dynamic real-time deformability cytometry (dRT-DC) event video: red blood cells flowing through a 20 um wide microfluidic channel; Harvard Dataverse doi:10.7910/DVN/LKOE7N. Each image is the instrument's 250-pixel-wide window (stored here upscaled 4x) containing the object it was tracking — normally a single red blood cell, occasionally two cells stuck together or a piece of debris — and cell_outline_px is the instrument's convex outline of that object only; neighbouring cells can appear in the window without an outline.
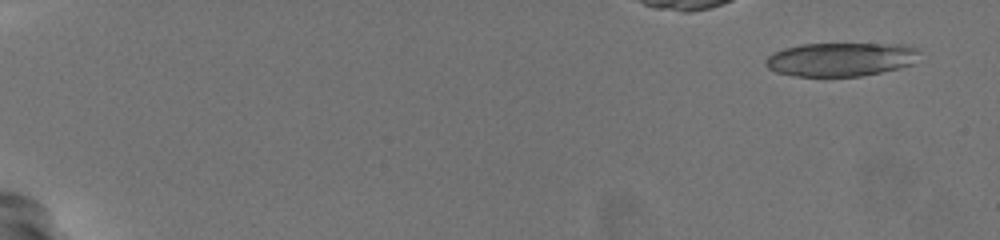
{"species": "common noctule bat (a hibernating species)", "species_latin": "Nyctalus noctula", "temperature_condition": "warm", "stored_images_in_passage": 57, "camera_frame_rate_fps": 3000, "um_per_image_px": 0.085, "animal": {"sex": "female", "body_mass_g": 19.5, "forearm_length_mm": 54.1}, "frame": {"image": 1, "passage_image": 1, "time_ms": 0.0, "image_size_px": [1000, 240], "cell_outline_px": [[916, 52], [912, 64], [900, 68], [860, 76], [796, 76], [776, 72], [768, 68], [764, 64], [764, 60], [772, 52], [784, 48], [800, 44], [912, 44], [916, 48]], "centroid_in_image_um": [71.41, 5.04], "position_along_channel_um": 13.6, "area_um2": 30.17}}
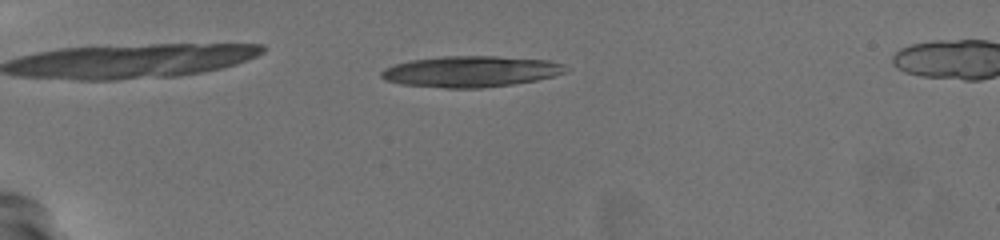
{"frame": {"image": 2, "passage_image": 15, "time_ms": 4.667, "image_size_px": [1000, 240], "cell_outline_px": [[568, 68], [564, 72], [552, 76], [536, 80], [512, 84], [480, 88], [448, 88], [404, 84], [384, 80], [380, 76], [380, 72], [384, 68], [408, 60], [444, 56], [496, 56], [548, 60], [564, 64]], "centroid_in_image_um": [39.99, 6.07], "position_along_channel_um": 45.0, "area_um2": 33.23}}
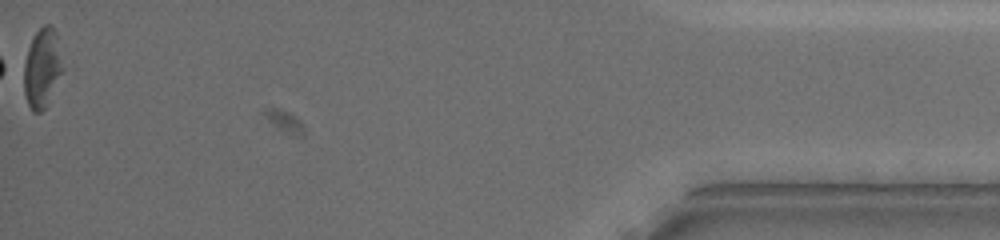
{"frame": {"image": 3, "passage_image": 57, "time_ms": 18.667, "image_size_px": [1000, 240], "cell_outline_px": [[60, 72], [48, 104], [40, 112], [32, 112], [28, 104], [16, 68], [36, 32], [44, 24], [48, 24], [56, 32], [60, 68]], "centroid_in_image_um": [3.4, 5.81], "position_along_channel_um": 431.8, "area_um2": 18.32}, "authors_computed_cell_mechanics": {"area_um2": 20.4612, "velocity_mm_per_s": 3.7242, "shape_relaxation_time_tau1_ms": 3.843, "shape_relaxation_time_tau2_ms": 6.4023, "deformation_change_tau1": 0.1519, "deformation_change_tau2": 0.1886}}